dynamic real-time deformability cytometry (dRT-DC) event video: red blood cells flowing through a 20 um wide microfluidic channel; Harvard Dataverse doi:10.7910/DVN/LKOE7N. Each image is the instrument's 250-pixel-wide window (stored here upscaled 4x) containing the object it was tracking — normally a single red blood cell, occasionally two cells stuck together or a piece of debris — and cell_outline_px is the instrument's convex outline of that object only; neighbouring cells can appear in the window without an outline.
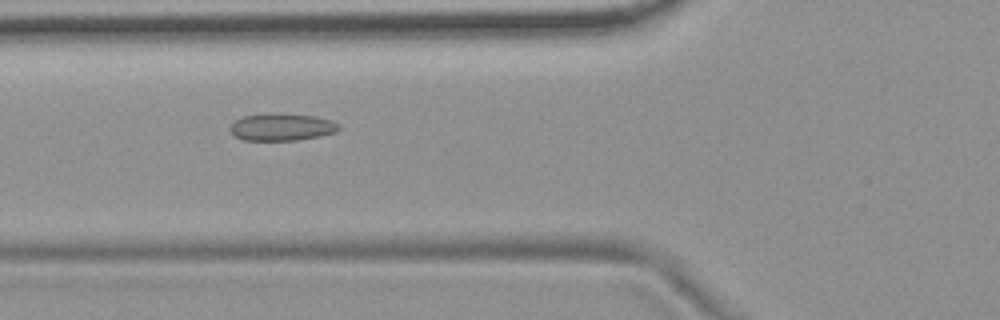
{"species": "common noctule bat (a hibernating species)", "species_latin": "Nyctalus noctula", "temperature_condition": "room temperature", "stored_images_in_passage": 52, "camera_frame_rate_fps": 3000, "um_per_image_px": 0.085, "animal": {"sex": "female", "body_mass_g": 19.9}, "frame": {"image": 1, "passage_image": 20, "time_ms": 6.333, "image_size_px": [1000, 320], "cell_outline_px": [[340, 128], [336, 132], [320, 136], [296, 140], [244, 140], [232, 136], [228, 128], [236, 120], [244, 116], [316, 116], [332, 120], [340, 124]], "centroid_in_image_um": [23.96, 10.85], "position_along_channel_um": 101.8, "area_um2": 16.53}}
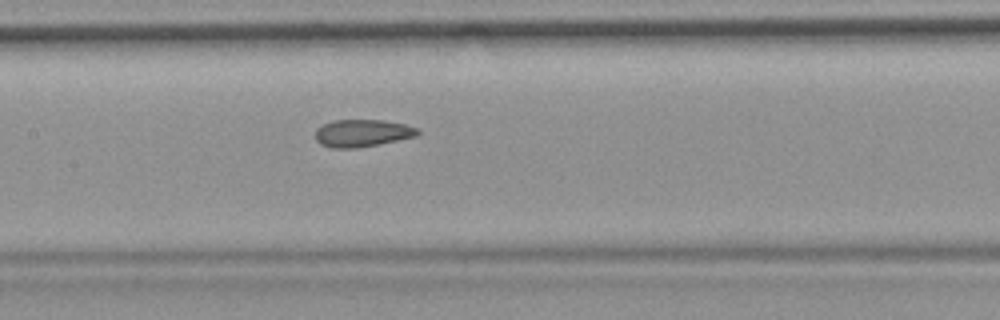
{"frame": {"image": 2, "passage_image": 26, "time_ms": 8.333, "image_size_px": [1000, 320], "cell_outline_px": [[420, 132], [416, 136], [356, 148], [332, 148], [320, 144], [316, 140], [316, 128], [324, 124], [336, 120], [384, 120], [404, 124], [420, 128]], "centroid_in_image_um": [30.79, 11.31], "position_along_channel_um": 176.6, "area_um2": 16.18}}
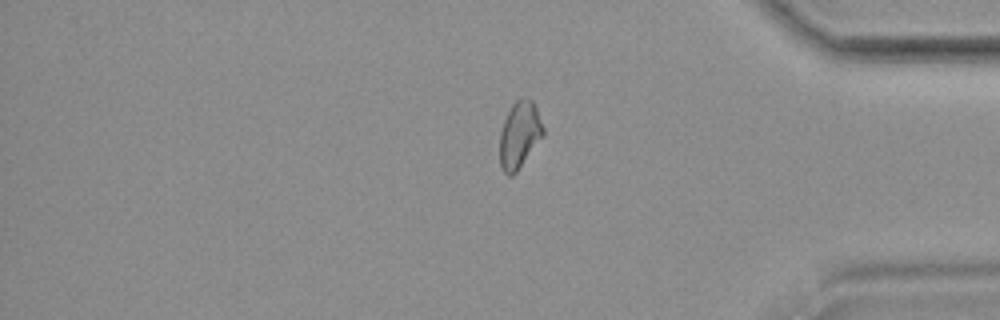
{"frame": {"image": 3, "passage_image": 45, "time_ms": 14.667, "image_size_px": [1000, 320], "cell_outline_px": [[544, 136], [516, 172], [512, 176], [508, 176], [504, 172], [500, 164], [500, 132], [504, 120], [512, 104], [516, 100], [524, 96], [528, 96], [532, 100], [536, 108], [544, 128]], "centroid_in_image_um": [44.17, 11.44], "position_along_channel_um": 391.0, "area_um2": 16.99}}